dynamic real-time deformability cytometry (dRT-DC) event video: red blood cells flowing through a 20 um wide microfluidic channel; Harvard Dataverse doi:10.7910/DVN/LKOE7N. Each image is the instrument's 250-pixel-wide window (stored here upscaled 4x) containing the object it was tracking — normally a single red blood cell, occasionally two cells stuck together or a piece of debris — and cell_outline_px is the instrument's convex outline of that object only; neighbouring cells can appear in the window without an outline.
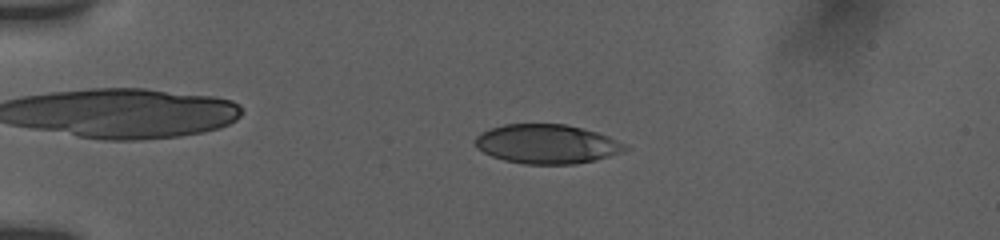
{"species": "human", "species_latin": "Homo sapiens", "temperature_condition": "room temperature", "stored_images_in_passage": 10, "camera_frame_rate_fps": 3000, "um_per_image_px": 0.085, "donor": {"sex": "female"}, "frame": {"image": 1, "passage_image": 1, "time_ms": 0.0, "image_size_px": [1000, 240], "cell_outline_px": [[632, 148], [624, 152], [596, 160], [576, 164], [524, 164], [504, 160], [492, 156], [476, 148], [476, 136], [480, 132], [488, 128], [504, 124], [564, 124], [596, 132], [608, 136]], "centroid_in_image_um": [46.48, 12.25], "position_along_channel_um": 38.5, "area_um2": 34.39}}
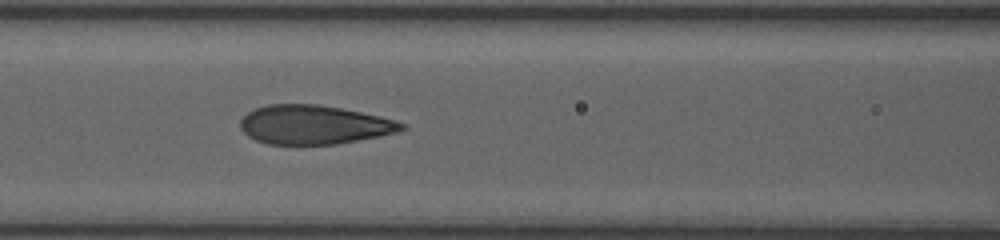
{"frame": {"image": 2, "passage_image": 9, "time_ms": 4.0, "image_size_px": [1000, 240], "cell_outline_px": [[408, 128], [396, 132], [380, 136], [336, 144], [268, 144], [256, 140], [248, 136], [240, 128], [240, 120], [248, 112], [256, 108], [268, 104], [316, 104], [340, 108], [380, 116], [396, 120], [408, 124]], "centroid_in_image_um": [26.71, 10.6], "position_along_channel_um": 139.9, "area_um2": 36.65}}
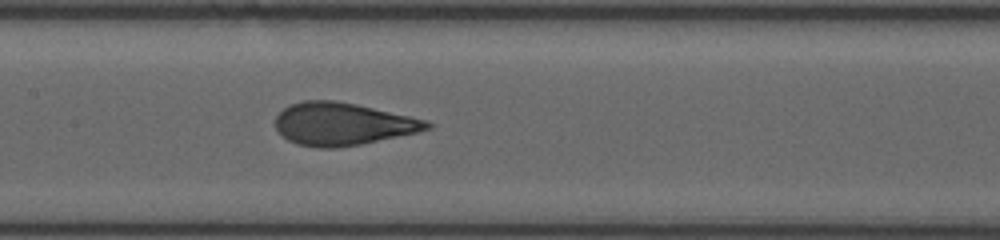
{"frame": {"image": 3, "passage_image": 10, "time_ms": 5.0, "image_size_px": [1000, 240], "cell_outline_px": [[432, 128], [416, 132], [360, 144], [336, 148], [316, 148], [296, 144], [288, 140], [276, 128], [276, 116], [284, 108], [292, 104], [304, 100], [336, 100], [356, 104], [428, 120], [432, 124]], "centroid_in_image_um": [29.11, 10.53], "position_along_channel_um": 178.3, "area_um2": 37.4}}